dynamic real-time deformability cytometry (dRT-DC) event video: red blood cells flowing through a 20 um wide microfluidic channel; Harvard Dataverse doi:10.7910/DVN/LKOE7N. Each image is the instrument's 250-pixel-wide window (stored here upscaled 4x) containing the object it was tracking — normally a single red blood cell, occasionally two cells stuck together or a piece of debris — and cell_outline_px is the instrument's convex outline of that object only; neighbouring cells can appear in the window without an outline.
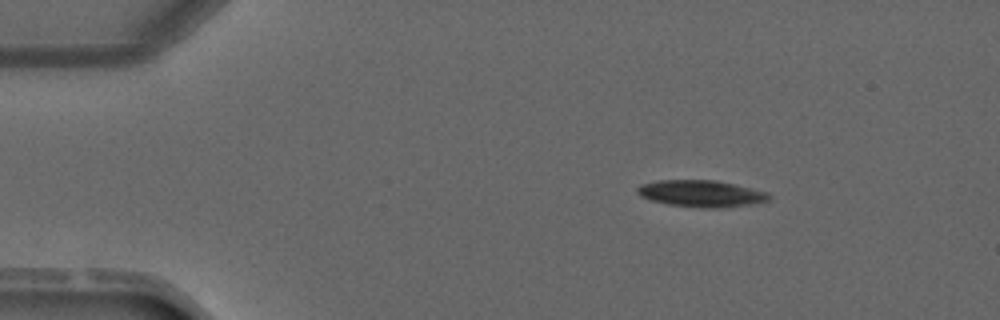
{"species": "common noctule bat (a hibernating species)", "species_latin": "Nyctalus noctula", "temperature_condition": "warm", "stored_images_in_passage": 3, "camera_frame_rate_fps": 3000, "um_per_image_px": 0.085, "animal": {"sex": "male", "forearm_length_mm": 52.5}, "frame": {"image": 1, "passage_image": 1, "time_ms": 0.0, "image_size_px": [1000, 320], "cell_outline_px": [[772, 196], [768, 200], [748, 204], [720, 208], [704, 208], [668, 204], [652, 200], [640, 196], [636, 192], [636, 188], [640, 184], [656, 180], [716, 180], [736, 184], [768, 192]], "centroid_in_image_um": [59.58, 16.44], "position_along_channel_um": 25.4, "area_um2": 20.52}}